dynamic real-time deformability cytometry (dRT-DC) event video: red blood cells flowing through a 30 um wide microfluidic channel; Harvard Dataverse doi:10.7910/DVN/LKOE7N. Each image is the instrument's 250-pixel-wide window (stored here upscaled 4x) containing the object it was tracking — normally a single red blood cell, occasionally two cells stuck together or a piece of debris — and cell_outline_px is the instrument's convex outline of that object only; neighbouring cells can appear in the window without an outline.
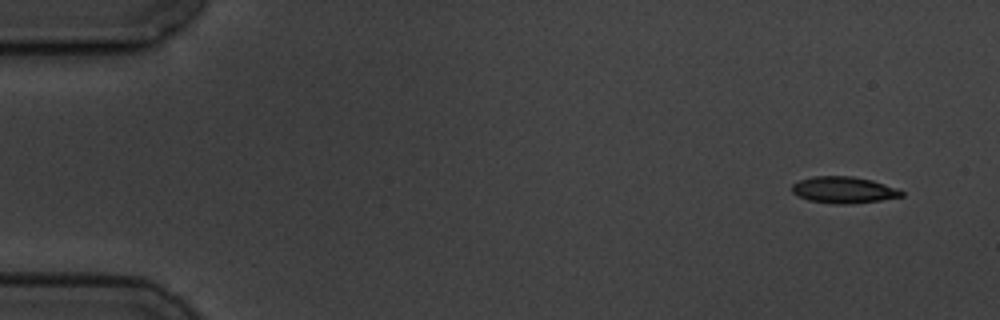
{"species": "common noctule bat (a hibernating species)", "species_latin": "Nyctalus noctula", "temperature_condition": "cold", "stored_images_in_passage": 6, "camera_frame_rate_fps": 3000, "um_per_image_px": 0.085, "animal": {"sex": "male", "body_mass_g": 19.5, "forearm_length_mm": 54.6}, "frame": {"image": 1, "passage_image": 1, "time_ms": 0.0, "image_size_px": [1000, 320], "cell_outline_px": [[904, 196], [880, 200], [848, 204], [836, 204], [808, 200], [796, 196], [792, 192], [792, 184], [800, 180], [816, 176], [852, 176], [872, 180], [896, 188], [904, 192]], "centroid_in_image_um": [71.69, 16.14], "position_along_channel_um": 13.3, "area_um2": 16.88}}
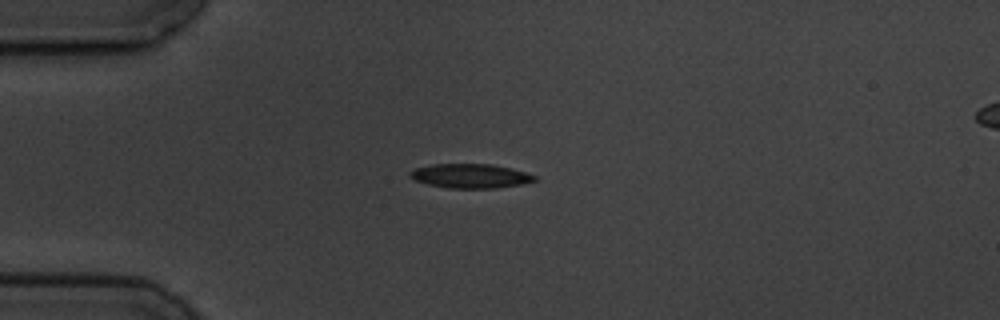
{"frame": {"image": 2, "passage_image": 4, "time_ms": 3.667, "image_size_px": [1000, 320], "cell_outline_px": [[536, 180], [524, 184], [496, 188], [448, 188], [428, 184], [416, 180], [408, 176], [408, 172], [416, 168], [436, 164], [492, 164], [524, 172], [536, 176]], "centroid_in_image_um": [39.98, 14.96], "position_along_channel_um": 45.0, "area_um2": 17.46}}
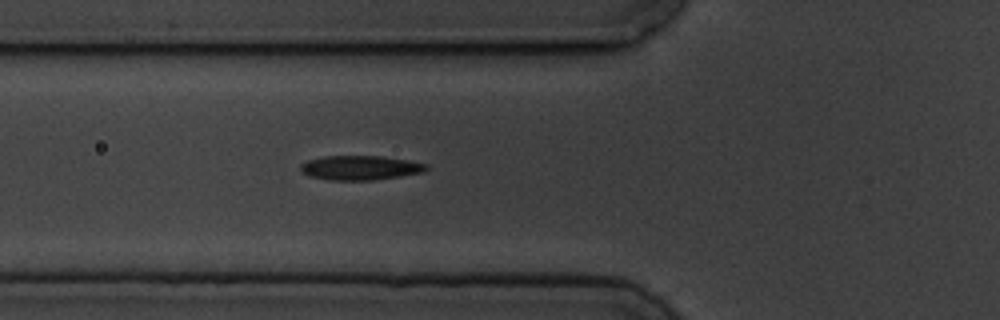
{"frame": {"image": 3, "passage_image": 6, "time_ms": 5.667, "image_size_px": [1000, 320], "cell_outline_px": [[428, 168], [424, 172], [376, 180], [328, 180], [308, 176], [300, 172], [300, 164], [308, 160], [324, 156], [380, 156], [408, 160], [428, 164]], "centroid_in_image_um": [30.6, 14.26], "position_along_channel_um": 95.2, "area_um2": 18.03}}